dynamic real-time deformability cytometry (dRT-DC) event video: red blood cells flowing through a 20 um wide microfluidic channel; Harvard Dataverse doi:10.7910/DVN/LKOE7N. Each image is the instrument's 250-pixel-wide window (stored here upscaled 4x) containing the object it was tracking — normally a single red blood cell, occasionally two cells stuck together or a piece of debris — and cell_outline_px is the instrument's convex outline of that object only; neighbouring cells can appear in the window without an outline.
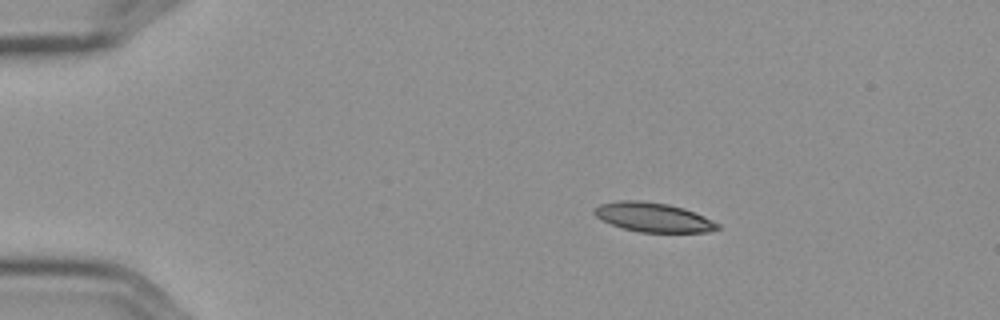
{"species": "Egyptian fruit bat (a non-hibernating species)", "species_latin": "Rousettus aegyptiacus", "temperature_condition": "cold", "stored_images_in_passage": 4, "camera_frame_rate_fps": 3000, "um_per_image_px": 0.085, "frame": {"image": 1, "passage_image": 2, "time_ms": 0.333, "image_size_px": [1000, 320], "cell_outline_px": [[720, 228], [708, 232], [640, 232], [624, 228], [612, 224], [596, 216], [592, 212], [592, 208], [600, 204], [620, 200], [640, 200], [668, 204], [684, 208], [704, 216], [720, 224]], "centroid_in_image_um": [55.53, 18.46], "position_along_channel_um": 29.5, "area_um2": 20.98}}